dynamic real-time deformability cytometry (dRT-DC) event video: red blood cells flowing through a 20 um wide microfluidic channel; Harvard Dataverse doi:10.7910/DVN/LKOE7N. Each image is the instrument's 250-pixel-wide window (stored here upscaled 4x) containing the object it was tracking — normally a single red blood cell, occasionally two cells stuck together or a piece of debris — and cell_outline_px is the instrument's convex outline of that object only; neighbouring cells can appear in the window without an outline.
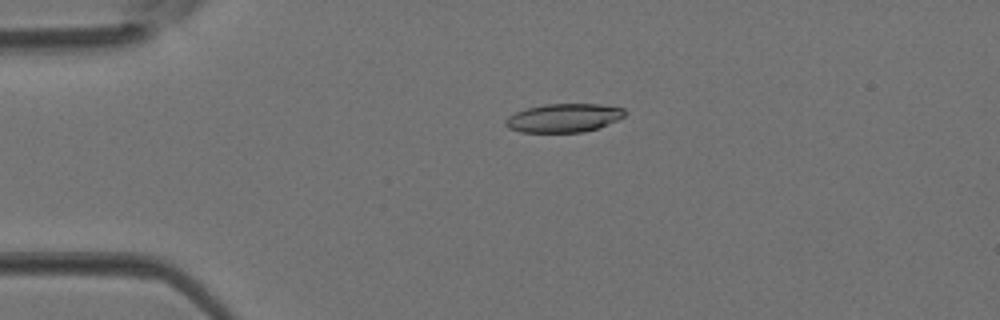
{"species": "Egyptian fruit bat (a non-hibernating species)", "species_latin": "Rousettus aegyptiacus", "temperature_condition": "room temperature", "stored_images_in_passage": 1, "camera_frame_rate_fps": 3000, "um_per_image_px": 0.085, "animal": {"sex": "female"}, "frame": {"image": 1, "passage_image": 1, "time_ms": 0.0, "image_size_px": [1000, 320], "cell_outline_px": [[624, 116], [616, 120], [596, 128], [584, 132], [520, 132], [508, 128], [504, 124], [504, 120], [508, 116], [516, 112], [528, 108], [544, 104], [600, 104], [624, 108]], "centroid_in_image_um": [47.87, 10.02], "position_along_channel_um": 37.1, "area_um2": 19.71}}